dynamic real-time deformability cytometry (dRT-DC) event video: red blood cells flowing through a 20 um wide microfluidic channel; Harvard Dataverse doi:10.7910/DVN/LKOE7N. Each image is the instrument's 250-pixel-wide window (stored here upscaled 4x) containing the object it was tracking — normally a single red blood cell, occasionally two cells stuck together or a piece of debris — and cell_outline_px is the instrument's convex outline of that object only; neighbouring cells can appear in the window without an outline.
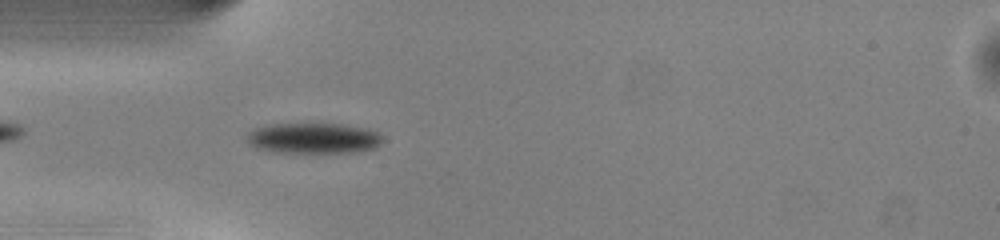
{"species": "common noctule bat (a hibernating species)", "species_latin": "Nyctalus noctula", "temperature_condition": "warm", "stored_images_in_passage": 15, "camera_frame_rate_fps": 3000, "um_per_image_px": 0.085, "animal": {"sex": "male", "body_mass_g": 13.0, "forearm_length_mm": 53.1}, "frame": {"image": 1, "passage_image": 3, "time_ms": 0.667, "image_size_px": [1000, 240], "cell_outline_px": [[384, 140], [376, 148], [356, 152], [276, 152], [260, 148], [252, 144], [248, 140], [248, 136], [256, 128], [272, 124], [344, 124], [368, 128], [380, 132]], "centroid_in_image_um": [26.79, 11.74], "position_along_channel_um": 58.2, "area_um2": 23.99}}
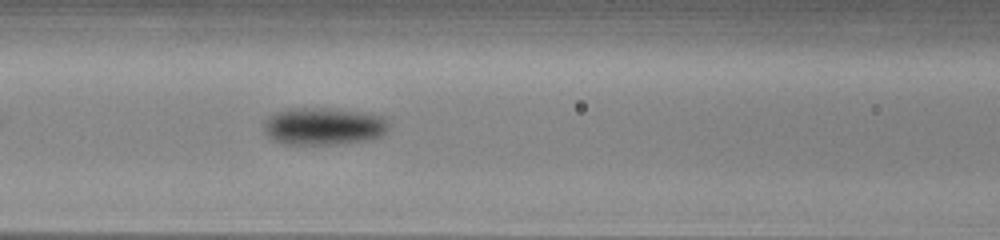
{"frame": {"image": 2, "passage_image": 9, "time_ms": 2.667, "image_size_px": [1000, 240], "cell_outline_px": [[388, 132], [380, 136], [368, 140], [336, 144], [284, 144], [272, 140], [268, 136], [264, 128], [264, 124], [268, 116], [288, 108], [320, 108], [356, 112], [380, 116], [388, 120]], "centroid_in_image_um": [27.48, 10.75], "position_along_channel_um": 139.1, "area_um2": 26.93}}
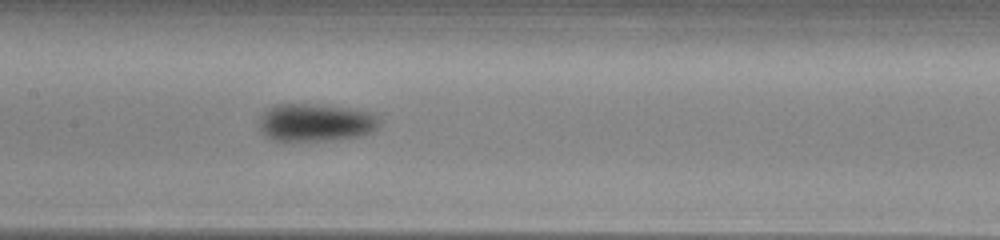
{"frame": {"image": 3, "passage_image": 12, "time_ms": 3.667, "image_size_px": [1000, 240], "cell_outline_px": [[376, 128], [368, 132], [356, 136], [328, 140], [272, 140], [264, 136], [260, 132], [260, 120], [264, 112], [268, 108], [276, 104], [316, 104], [344, 108], [368, 112], [376, 120]], "centroid_in_image_um": [26.69, 10.41], "position_along_channel_um": 180.7, "area_um2": 25.61}}